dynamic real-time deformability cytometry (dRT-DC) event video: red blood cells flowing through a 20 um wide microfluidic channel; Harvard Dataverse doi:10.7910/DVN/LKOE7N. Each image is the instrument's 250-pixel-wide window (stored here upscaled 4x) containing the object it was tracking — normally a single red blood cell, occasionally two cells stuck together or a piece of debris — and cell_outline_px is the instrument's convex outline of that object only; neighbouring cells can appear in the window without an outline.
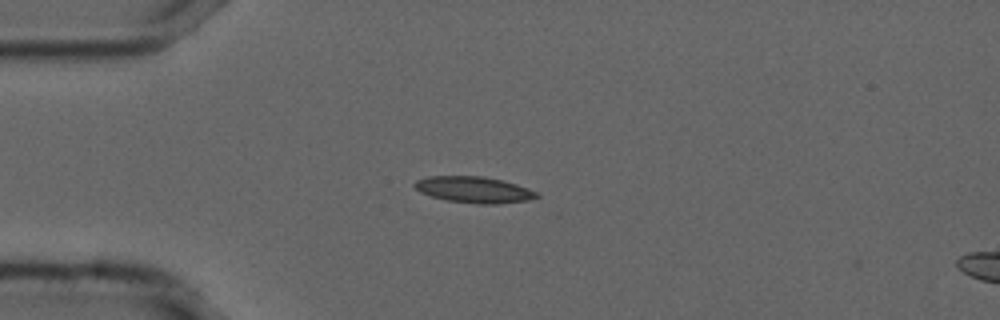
{"species": "common noctule bat (a hibernating species)", "species_latin": "Nyctalus noctula", "temperature_condition": "cold", "stored_images_in_passage": 42, "camera_frame_rate_fps": 3000, "um_per_image_px": 0.085, "animal": {"sex": "male", "forearm_length_mm": 52.5}, "frame": {"image": 1, "passage_image": 1, "time_ms": 0.0, "image_size_px": [1000, 320], "cell_outline_px": [[540, 196], [528, 200], [496, 204], [480, 204], [448, 200], [432, 196], [420, 192], [412, 184], [416, 180], [428, 176], [484, 176], [516, 184], [528, 188], [536, 192]], "centroid_in_image_um": [40.27, 16.12], "position_along_channel_um": 44.7, "area_um2": 18.5}}
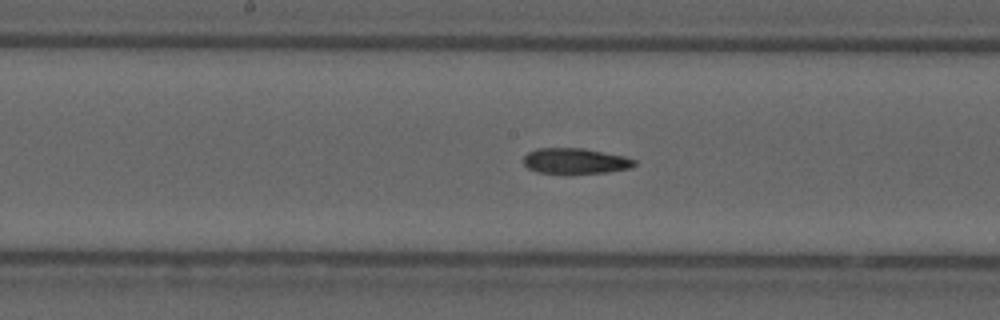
{"frame": {"image": 2, "passage_image": 15, "time_ms": 4.667, "image_size_px": [1000, 320], "cell_outline_px": [[636, 164], [628, 168], [608, 172], [568, 176], [536, 172], [528, 168], [524, 164], [524, 156], [528, 152], [536, 148], [584, 148], [624, 156], [636, 160]], "centroid_in_image_um": [48.86, 13.72], "position_along_channel_um": 199.3, "area_um2": 17.22}}
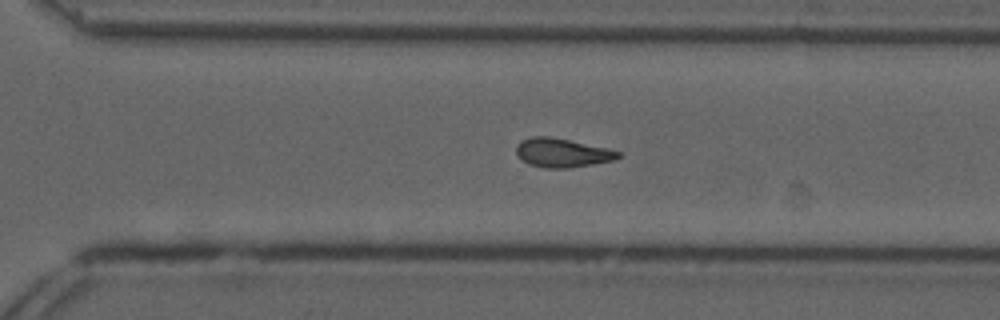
{"frame": {"image": 3, "passage_image": 25, "time_ms": 8.0, "image_size_px": [1000, 320], "cell_outline_px": [[620, 156], [612, 160], [592, 164], [568, 168], [544, 168], [528, 164], [520, 160], [516, 152], [516, 144], [520, 140], [532, 136], [548, 136], [608, 148], [620, 152]], "centroid_in_image_um": [47.71, 12.98], "position_along_channel_um": 322.9, "area_um2": 17.17}, "authors_computed_cell_mechanics": {"area_um2": 17.0221, "velocity_mm_per_s": 3.7186, "shape_relaxation_time_tau1_ms": null, "shape_relaxation_time_tau2_ms": 5.851, "deformation_change_tau1": null, "deformation_change_tau2": 0.1232}}